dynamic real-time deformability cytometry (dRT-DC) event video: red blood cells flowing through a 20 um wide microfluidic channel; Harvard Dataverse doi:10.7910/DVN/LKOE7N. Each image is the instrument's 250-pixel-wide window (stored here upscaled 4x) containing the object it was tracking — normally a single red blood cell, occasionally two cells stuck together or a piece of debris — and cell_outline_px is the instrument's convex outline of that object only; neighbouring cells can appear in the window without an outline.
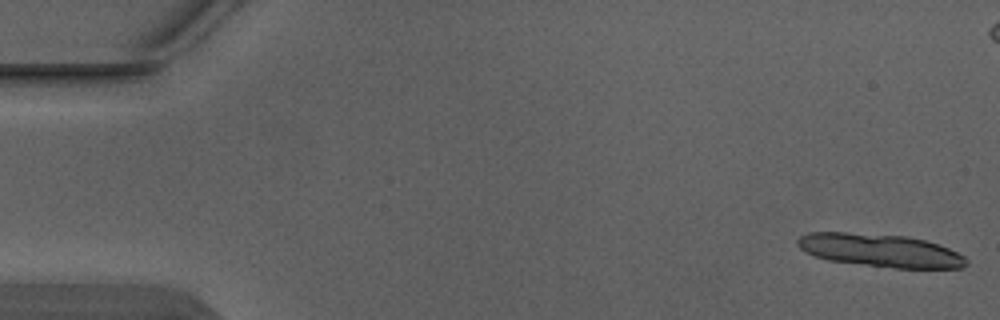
{"species": "Egyptian fruit bat (a non-hibernating species)", "species_latin": "Rousettus aegyptiacus", "temperature_condition": "warm", "stored_images_in_passage": 5, "camera_frame_rate_fps": 3000, "um_per_image_px": 0.085, "animal": {"sex": "male"}, "frame": {"image": 1, "passage_image": 1, "time_ms": 0.0, "image_size_px": [1000, 320], "cell_outline_px": [[968, 264], [960, 268], [896, 268], [828, 260], [816, 256], [800, 248], [796, 244], [796, 240], [800, 236], [808, 232], [848, 232], [908, 236], [940, 244], [964, 256], [968, 260]], "centroid_in_image_um": [74.83, 21.27], "position_along_channel_um": 10.2, "area_um2": 32.43}}
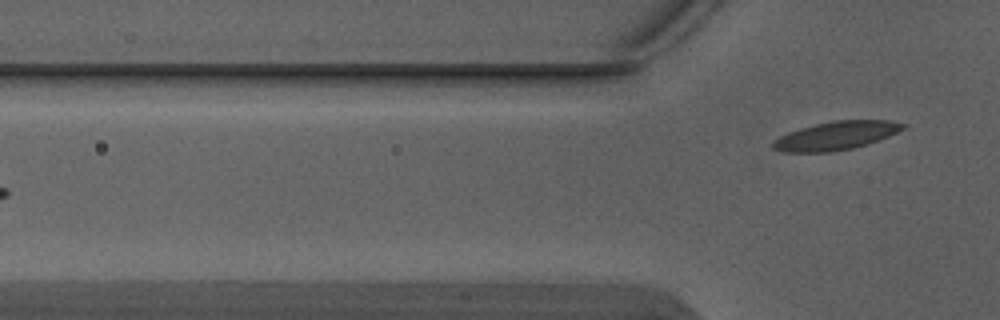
{"frame": {"image": 2, "passage_image": 5, "time_ms": 1.333, "image_size_px": [1000, 320], "cell_outline_px": [[908, 124], [904, 128], [888, 136], [868, 144], [852, 148], [832, 152], [784, 152], [772, 148], [772, 144], [780, 136], [788, 132], [800, 128], [832, 120], [892, 120]], "centroid_in_image_um": [71.08, 11.52], "position_along_channel_um": 54.7, "area_um2": 21.5}}